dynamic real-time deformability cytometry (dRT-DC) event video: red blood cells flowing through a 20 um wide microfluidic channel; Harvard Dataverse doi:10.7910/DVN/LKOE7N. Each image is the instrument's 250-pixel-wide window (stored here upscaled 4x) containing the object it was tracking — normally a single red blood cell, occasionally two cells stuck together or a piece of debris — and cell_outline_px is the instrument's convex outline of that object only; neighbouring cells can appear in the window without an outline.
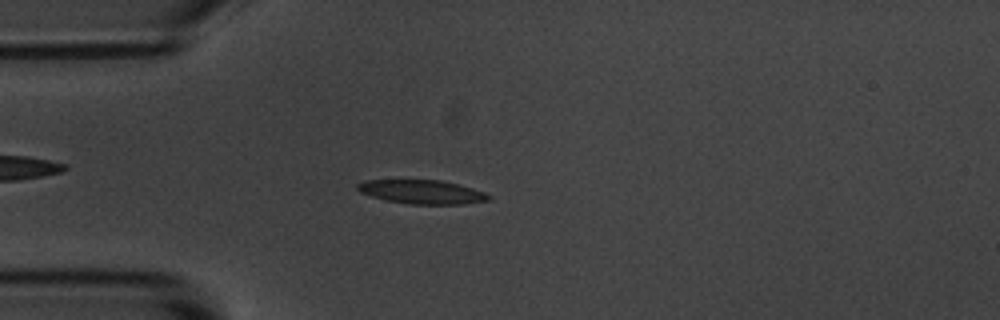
{"species": "common noctule bat (a hibernating species)", "species_latin": "Nyctalus noctula", "temperature_condition": "room temperature", "stored_images_in_passage": 54, "camera_frame_rate_fps": 3000, "um_per_image_px": 0.085, "animal": {"sex": "male", "body_mass_g": 20.1, "forearm_length_mm": 53.5}, "frame": {"image": 1, "passage_image": 14, "time_ms": 4.333, "image_size_px": [1000, 320], "cell_outline_px": [[492, 196], [488, 200], [460, 204], [408, 204], [384, 200], [360, 192], [356, 188], [356, 184], [364, 180], [440, 180], [472, 188], [484, 192]], "centroid_in_image_um": [35.82, 16.31], "position_along_channel_um": 49.2, "area_um2": 18.15}}
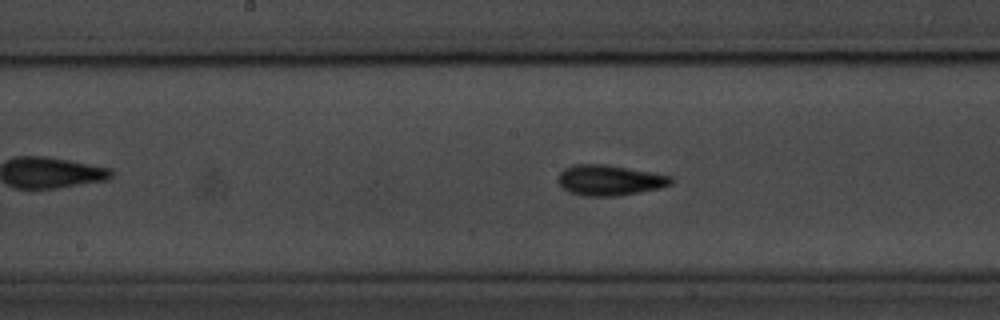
{"frame": {"image": 2, "passage_image": 27, "time_ms": 8.667, "image_size_px": [1000, 320], "cell_outline_px": [[672, 184], [660, 188], [640, 192], [616, 196], [584, 196], [568, 192], [556, 180], [556, 176], [564, 168], [572, 164], [604, 164], [672, 176]], "centroid_in_image_um": [51.76, 15.32], "position_along_channel_um": 196.4, "area_um2": 20.11}}
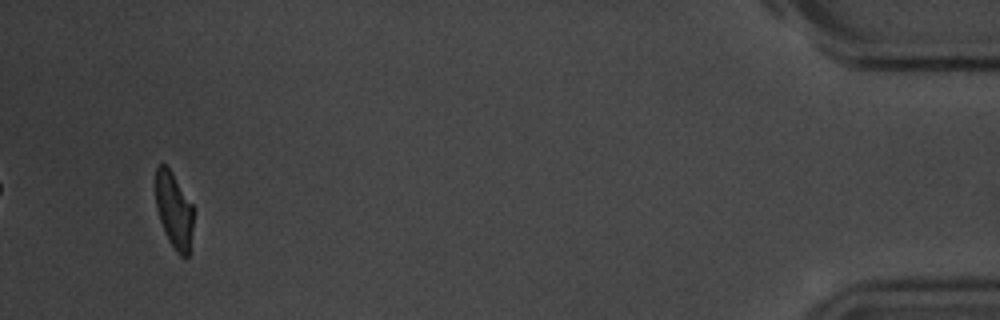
{"frame": {"image": 3, "passage_image": 52, "time_ms": 17.0, "image_size_px": [1000, 320], "cell_outline_px": [[192, 228], [188, 256], [180, 256], [176, 252], [168, 240], [164, 232], [156, 208], [156, 168], [160, 164], [164, 164], [172, 172], [192, 204]], "centroid_in_image_um": [14.77, 17.88], "position_along_channel_um": 420.4, "area_um2": 16.47}, "authors_computed_cell_mechanics": {"area_um2": 18.207, "velocity_mm_per_s": 3.6296, "shape_relaxation_time_tau1_ms": 2.471, "shape_relaxation_time_tau2_ms": 1.7617, "deformation_change_tau1": 0.1149, "deformation_change_tau2": 0.0847}}